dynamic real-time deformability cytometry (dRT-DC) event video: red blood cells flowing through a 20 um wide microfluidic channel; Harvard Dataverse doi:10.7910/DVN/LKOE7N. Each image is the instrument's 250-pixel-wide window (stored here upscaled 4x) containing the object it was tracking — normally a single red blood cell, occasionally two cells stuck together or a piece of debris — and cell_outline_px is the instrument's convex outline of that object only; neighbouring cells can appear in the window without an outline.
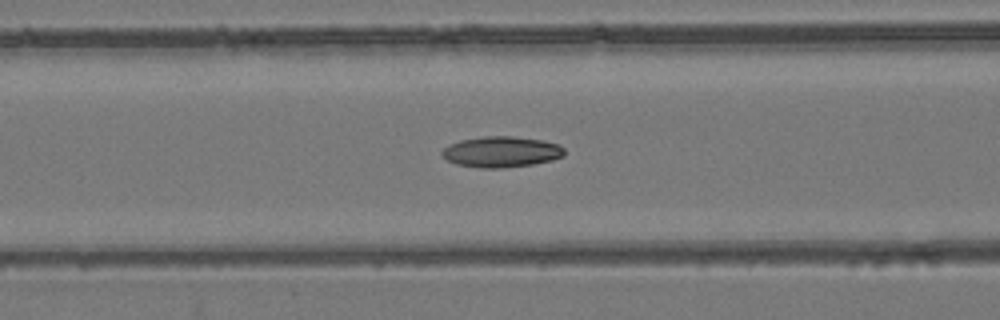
{"species": "common noctule bat (a hibernating species)", "species_latin": "Nyctalus noctula", "temperature_condition": "room temperature", "stored_images_in_passage": 51, "camera_frame_rate_fps": 3000, "um_per_image_px": 0.085, "animal": {"sex": "female", "body_mass_g": 24.6, "forearm_length_mm": 56.2}, "frame": {"image": 1, "passage_image": 22, "time_ms": 7.0, "image_size_px": [1000, 320], "cell_outline_px": [[564, 156], [552, 160], [532, 164], [500, 168], [480, 168], [456, 164], [448, 160], [440, 152], [448, 144], [460, 140], [484, 136], [512, 136], [540, 140], [560, 144], [564, 148]], "centroid_in_image_um": [42.61, 12.9], "position_along_channel_um": 124.0, "area_um2": 21.96}}
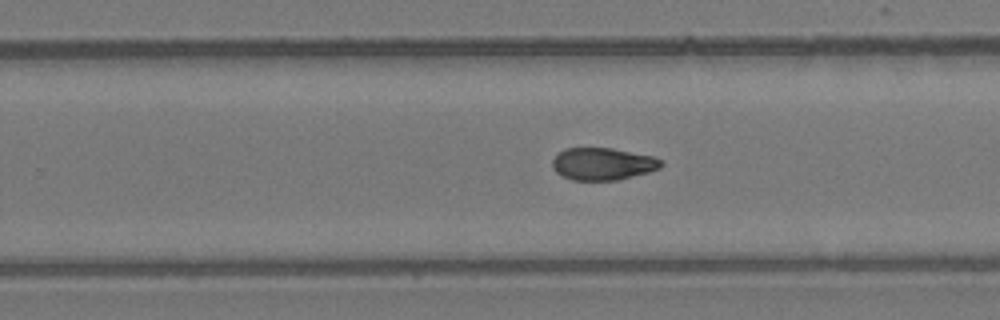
{"frame": {"image": 2, "passage_image": 34, "time_ms": 11.0, "image_size_px": [1000, 320], "cell_outline_px": [[664, 164], [660, 168], [648, 172], [616, 180], [572, 180], [556, 172], [552, 168], [552, 160], [564, 148], [612, 148], [652, 156], [660, 160]], "centroid_in_image_um": [51.22, 13.93], "position_along_channel_um": 278.6, "area_um2": 20.29}}
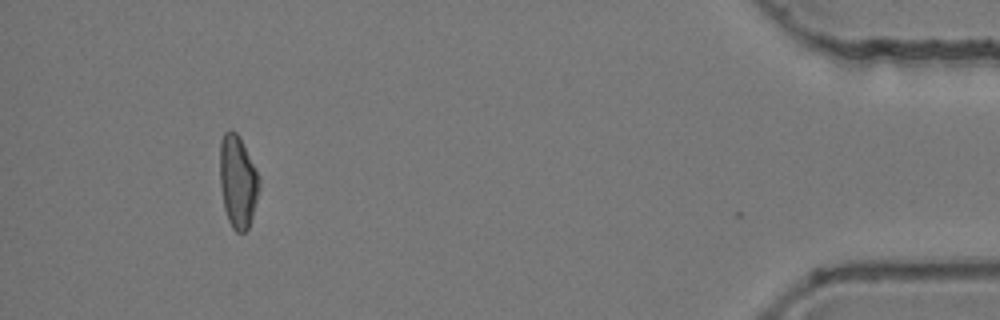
{"frame": {"image": 3, "passage_image": 50, "time_ms": 16.333, "image_size_px": [1000, 320], "cell_outline_px": [[260, 188], [252, 216], [248, 228], [244, 232], [236, 232], [232, 228], [228, 220], [224, 208], [220, 184], [220, 140], [224, 132], [228, 128], [236, 132], [260, 180]], "centroid_in_image_um": [20.19, 15.46], "position_along_channel_um": 415.0, "area_um2": 20.87}, "authors_computed_cell_mechanics": {"area_um2": 21.3282, "velocity_mm_per_s": 3.8676, "shape_relaxation_time_tau1_ms": 9.1435, "shape_relaxation_time_tau2_ms": 6.7709, "deformation_change_tau1": 0.2114, "deformation_change_tau2": 0.1303}}